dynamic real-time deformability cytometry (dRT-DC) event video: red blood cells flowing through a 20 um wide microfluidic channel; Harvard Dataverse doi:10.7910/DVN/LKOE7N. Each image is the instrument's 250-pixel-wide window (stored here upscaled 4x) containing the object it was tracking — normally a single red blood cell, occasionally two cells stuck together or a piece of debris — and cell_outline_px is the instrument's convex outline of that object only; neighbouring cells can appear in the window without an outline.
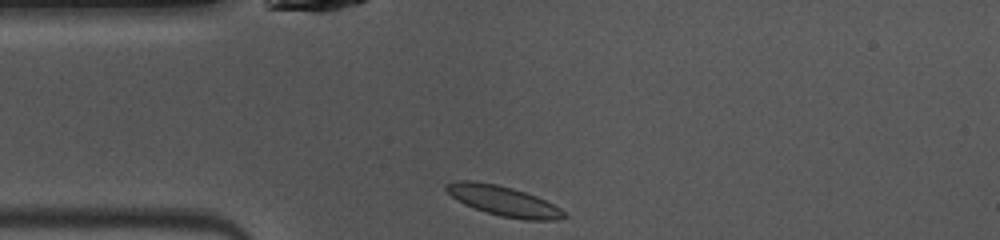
{"species": "common noctule bat (a hibernating species)", "species_latin": "Nyctalus noctula", "temperature_condition": "warm", "stored_images_in_passage": 38, "camera_frame_rate_fps": 3000, "um_per_image_px": 0.085, "animal": {"sex": "female", "body_mass_g": 10.0, "forearm_length_mm": 53.1}, "frame": {"image": 1, "passage_image": 1, "time_ms": 0.0, "image_size_px": [1000, 240], "cell_outline_px": [[568, 216], [556, 220], [524, 220], [500, 216], [464, 204], [456, 200], [444, 188], [444, 184], [456, 180], [472, 180], [496, 184], [512, 188], [536, 196], [560, 208]], "centroid_in_image_um": [42.77, 17.07], "position_along_channel_um": 42.2, "area_um2": 20.46}}
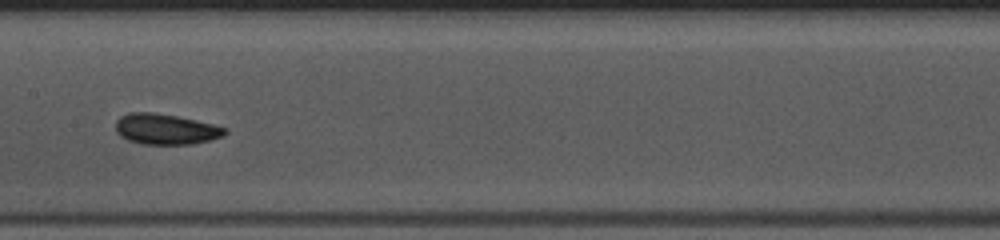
{"frame": {"image": 2, "passage_image": 13, "time_ms": 4.0, "image_size_px": [1000, 240], "cell_outline_px": [[228, 132], [224, 136], [212, 140], [192, 144], [140, 144], [128, 140], [120, 136], [116, 132], [116, 120], [120, 116], [128, 112], [152, 112], [176, 116], [196, 120], [228, 128]], "centroid_in_image_um": [14.09, 10.98], "position_along_channel_um": 193.3, "area_um2": 19.71}}
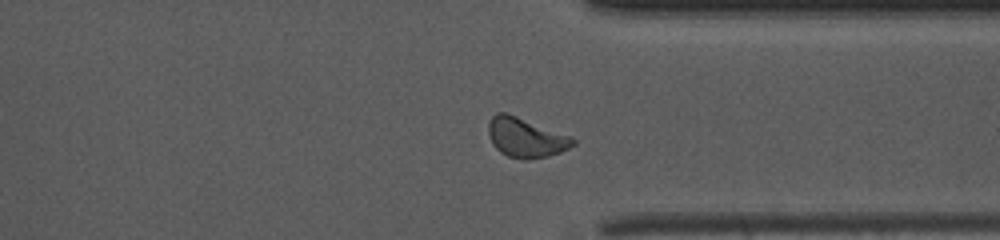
{"frame": {"image": 3, "passage_image": 26, "time_ms": 8.333, "image_size_px": [1000, 240], "cell_outline_px": [[576, 144], [560, 152], [548, 156], [528, 160], [524, 160], [508, 156], [500, 152], [492, 144], [488, 132], [488, 124], [492, 116], [496, 112], [504, 112], [516, 116], [572, 136], [576, 140]], "centroid_in_image_um": [44.69, 11.7], "position_along_channel_um": 366.7, "area_um2": 19.54}, "authors_computed_cell_mechanics": {"area_um2": 18.9584, "velocity_mm_per_s": 4.0435, "shape_relaxation_time_tau1_ms": 2.5818, "shape_relaxation_time_tau2_ms": 2.1504, "deformation_change_tau1": 0.097, "deformation_change_tau2": 0.0798}}